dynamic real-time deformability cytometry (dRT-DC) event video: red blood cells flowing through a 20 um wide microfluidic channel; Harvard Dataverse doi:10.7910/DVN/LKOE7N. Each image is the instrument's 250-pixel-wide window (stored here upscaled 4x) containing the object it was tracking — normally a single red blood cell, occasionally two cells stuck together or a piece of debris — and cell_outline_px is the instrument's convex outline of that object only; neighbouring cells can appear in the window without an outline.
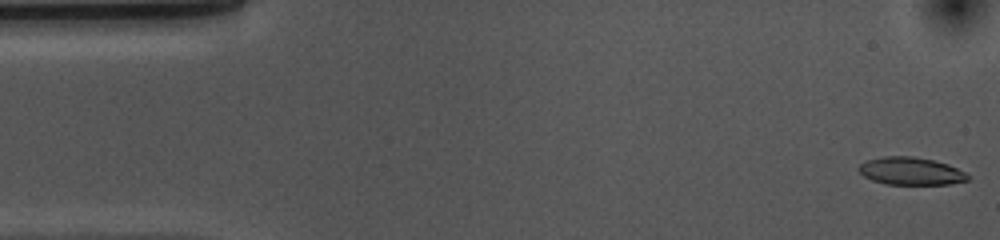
{"species": "common noctule bat (a hibernating species)", "species_latin": "Nyctalus noctula", "temperature_condition": "cold", "stored_images_in_passage": 53, "camera_frame_rate_fps": 3000, "um_per_image_px": 0.085, "animal": {"sex": "female", "body_mass_g": 10.0, "forearm_length_mm": 53.1}, "frame": {"image": 1, "passage_image": 1, "time_ms": 0.0, "image_size_px": [1000, 240], "cell_outline_px": [[968, 180], [948, 184], [884, 184], [872, 180], [864, 176], [856, 168], [860, 164], [868, 160], [880, 156], [912, 156], [932, 160], [948, 164], [964, 172], [968, 176]], "centroid_in_image_um": [77.37, 14.54], "position_along_channel_um": 7.6, "area_um2": 17.46}}
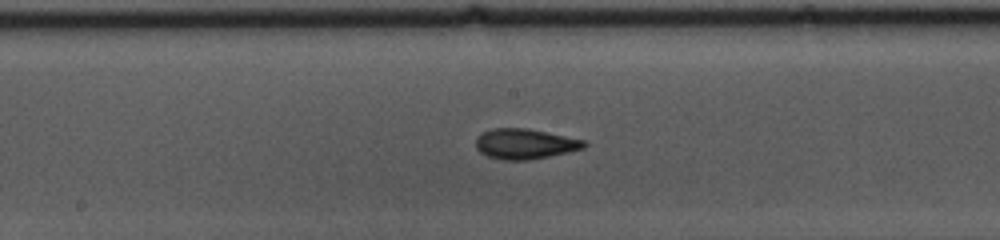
{"frame": {"image": 2, "passage_image": 26, "time_ms": 8.333, "image_size_px": [1000, 240], "cell_outline_px": [[588, 144], [584, 148], [568, 152], [528, 160], [504, 160], [488, 156], [480, 152], [476, 148], [476, 136], [492, 128], [528, 128], [584, 140]], "centroid_in_image_um": [44.61, 12.22], "position_along_channel_um": 203.6, "area_um2": 19.02}}
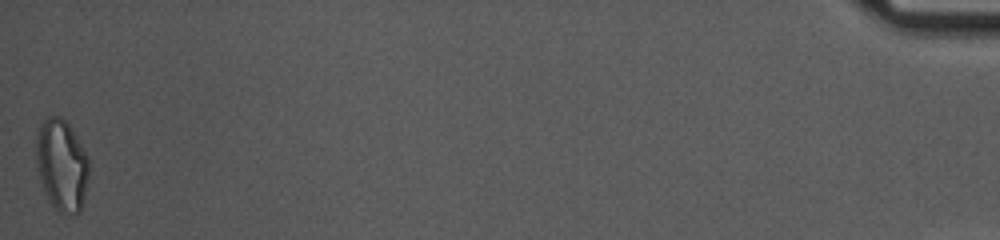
{"frame": {"image": 3, "passage_image": 53, "time_ms": 17.333, "image_size_px": [1000, 240], "cell_outline_px": [[88, 180], [80, 212], [60, 212], [48, 200], [40, 180], [36, 168], [36, 136], [40, 124], [48, 116], [60, 116], [68, 124], [88, 156]], "centroid_in_image_um": [5.22, 14.0], "position_along_channel_um": 430.0, "area_um2": 27.92}, "authors_computed_cell_mechanics": {"area_um2": 18.6116, "velocity_mm_per_s": 3.6717, "shape_relaxation_time_tau1_ms": 6.2803, "shape_relaxation_time_tau2_ms": 2.122, "deformation_change_tau1": 0.1809, "deformation_change_tau2": 0.0954}}